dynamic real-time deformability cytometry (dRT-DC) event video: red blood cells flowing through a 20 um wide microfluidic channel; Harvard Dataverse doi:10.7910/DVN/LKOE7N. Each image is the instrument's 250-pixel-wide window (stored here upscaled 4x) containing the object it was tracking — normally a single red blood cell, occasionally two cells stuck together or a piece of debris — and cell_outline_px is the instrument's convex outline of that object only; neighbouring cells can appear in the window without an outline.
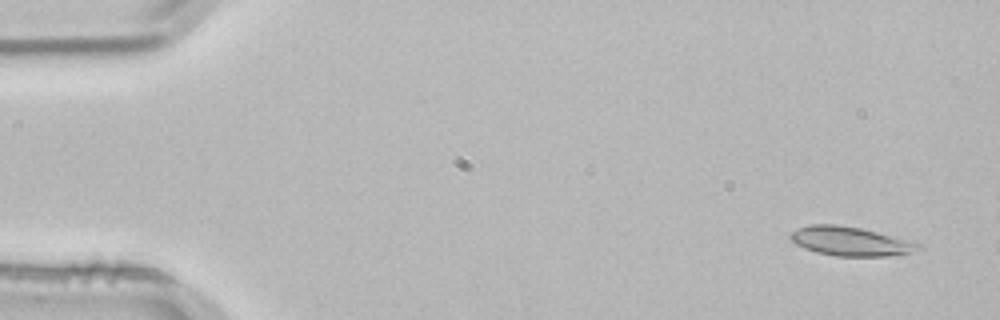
{"species": "common noctule bat (a hibernating species)", "species_latin": "Nyctalus noctula", "temperature_condition": "room temperature", "stored_images_in_passage": 3, "camera_frame_rate_fps": 3000, "um_per_image_px": 0.085, "animal": {"sex": "male", "body_mass_g": 21.5, "forearm_length_mm": 52.0}, "frame": {"image": 1, "passage_image": 1, "time_ms": 0.0, "image_size_px": [1000, 320], "cell_outline_px": [[924, 248], [912, 252], [888, 256], [836, 256], [816, 252], [804, 248], [796, 244], [788, 236], [792, 232], [800, 228], [812, 224], [836, 224], [860, 228], [876, 232], [920, 244]], "centroid_in_image_um": [72.26, 20.52], "position_along_channel_um": 12.7, "area_um2": 21.33}}
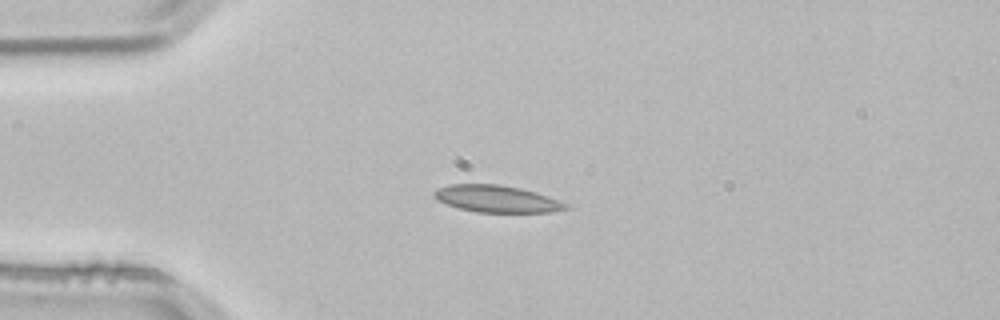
{"frame": {"image": 2, "passage_image": 3, "time_ms": 0.667, "image_size_px": [1000, 320], "cell_outline_px": [[568, 208], [552, 212], [476, 212], [460, 208], [448, 204], [432, 196], [432, 192], [436, 188], [448, 184], [500, 184], [520, 188], [536, 192], [548, 196], [568, 204]], "centroid_in_image_um": [42.2, 16.89], "position_along_channel_um": 42.8, "area_um2": 20.63}}